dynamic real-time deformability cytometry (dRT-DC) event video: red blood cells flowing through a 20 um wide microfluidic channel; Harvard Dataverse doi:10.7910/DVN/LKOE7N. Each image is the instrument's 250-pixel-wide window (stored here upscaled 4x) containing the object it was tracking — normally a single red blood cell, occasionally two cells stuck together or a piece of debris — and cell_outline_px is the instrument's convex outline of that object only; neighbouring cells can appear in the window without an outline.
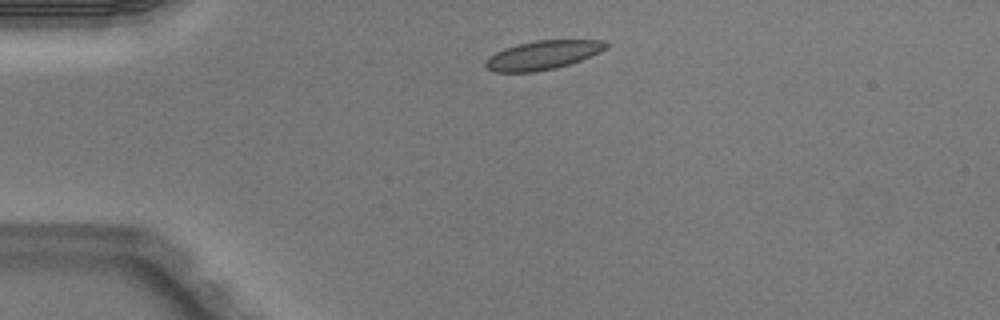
{"species": "Egyptian fruit bat (a non-hibernating species)", "species_latin": "Rousettus aegyptiacus", "temperature_condition": "warm", "stored_images_in_passage": 2, "camera_frame_rate_fps": 3000, "um_per_image_px": 0.085, "animal": {"sex": "male"}, "frame": {"image": 1, "passage_image": 1, "time_ms": 0.0, "image_size_px": [1000, 320], "cell_outline_px": [[608, 48], [600, 52], [580, 60], [556, 68], [536, 72], [492, 72], [484, 68], [484, 64], [488, 56], [504, 48], [516, 44], [536, 40], [604, 40], [608, 44]], "centroid_in_image_um": [46.09, 4.69], "position_along_channel_um": 38.9, "area_um2": 20.46}}